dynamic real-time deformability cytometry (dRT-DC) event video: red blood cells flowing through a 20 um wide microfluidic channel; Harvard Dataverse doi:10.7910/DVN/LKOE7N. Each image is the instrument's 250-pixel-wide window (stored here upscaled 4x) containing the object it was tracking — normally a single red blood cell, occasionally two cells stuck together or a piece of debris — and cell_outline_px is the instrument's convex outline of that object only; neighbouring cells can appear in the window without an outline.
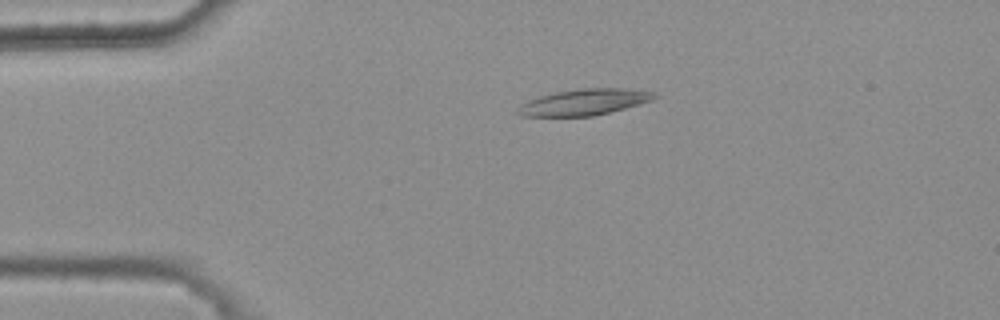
{"species": "common noctule bat (a hibernating species)", "species_latin": "Nyctalus noctula", "temperature_condition": "warm", "stored_images_in_passage": 42, "camera_frame_rate_fps": 3000, "um_per_image_px": 0.085, "animal": {"sex": "female", "body_mass_g": 25.1}, "frame": {"image": 1, "passage_image": 1, "time_ms": 0.0, "image_size_px": [1000, 320], "cell_outline_px": [[660, 96], [652, 100], [624, 108], [592, 116], [520, 116], [516, 112], [520, 104], [528, 100], [540, 96], [556, 92], [584, 88], [624, 88], [652, 92]], "centroid_in_image_um": [49.63, 8.68], "position_along_channel_um": 35.4, "area_um2": 20.58}}
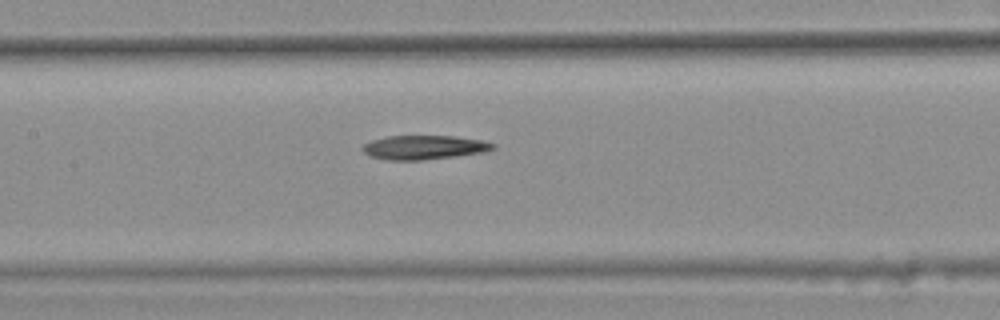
{"frame": {"image": 2, "passage_image": 15, "time_ms": 4.667, "image_size_px": [1000, 320], "cell_outline_px": [[496, 148], [484, 152], [456, 156], [420, 160], [388, 160], [368, 156], [360, 148], [364, 144], [372, 140], [388, 136], [456, 136], [484, 140], [496, 144]], "centroid_in_image_um": [36.06, 12.52], "position_along_channel_um": 171.3, "area_um2": 18.44}}
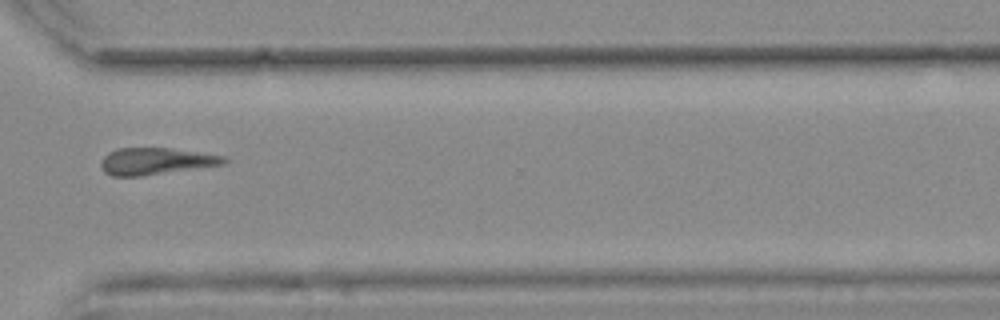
{"frame": {"image": 3, "passage_image": 30, "time_ms": 9.667, "image_size_px": [1000, 320], "cell_outline_px": [[228, 160], [224, 164], [140, 176], [112, 176], [104, 172], [100, 164], [104, 156], [108, 152], [116, 148], [168, 148], [224, 156]], "centroid_in_image_um": [13.19, 13.7], "position_along_channel_um": 357.4, "area_um2": 18.96}, "authors_computed_cell_mechanics": {"area_um2": 19.3919, "velocity_mm_per_s": 3.7197, "shape_relaxation_time_tau1_ms": 9.926, "shape_relaxation_time_tau2_ms": null, "deformation_change_tau1": 0.1624, "deformation_change_tau2": null}}